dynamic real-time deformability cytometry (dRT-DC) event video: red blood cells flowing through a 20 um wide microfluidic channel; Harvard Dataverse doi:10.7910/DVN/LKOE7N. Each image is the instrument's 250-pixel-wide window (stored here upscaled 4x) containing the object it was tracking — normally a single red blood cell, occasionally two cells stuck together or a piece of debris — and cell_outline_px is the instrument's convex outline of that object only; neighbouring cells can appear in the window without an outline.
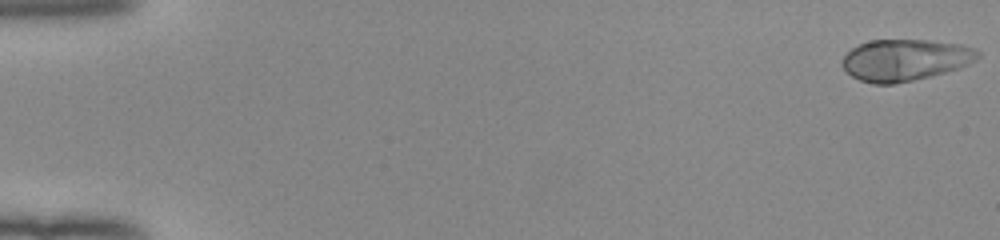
{"species": "human", "species_latin": "Homo sapiens", "temperature_condition": "room temperature", "stored_images_in_passage": 52, "camera_frame_rate_fps": 3000, "um_per_image_px": 0.085, "donor": {"sex": "female"}, "frame": {"image": 1, "passage_image": 1, "time_ms": 0.0, "image_size_px": [1000, 240], "cell_outline_px": [[980, 56], [976, 60], [960, 68], [912, 80], [892, 84], [872, 84], [860, 80], [852, 76], [840, 64], [840, 60], [852, 48], [860, 44], [872, 40], [928, 40], [960, 44], [976, 48], [980, 52]], "centroid_in_image_um": [76.94, 5.09], "position_along_channel_um": 8.1, "area_um2": 32.77}}
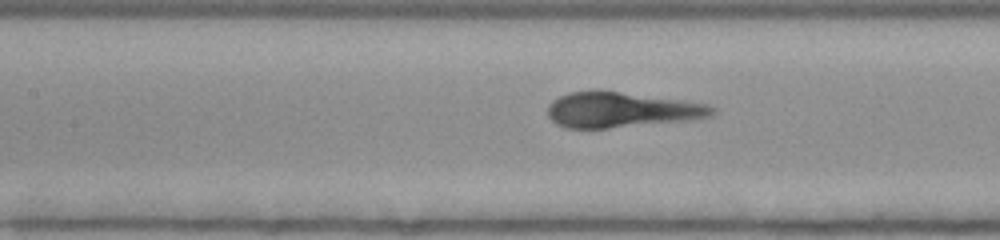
{"frame": {"image": 2, "passage_image": 25, "time_ms": 8.0, "image_size_px": [1000, 240], "cell_outline_px": [[716, 112], [712, 116], [692, 120], [608, 128], [564, 128], [556, 124], [548, 116], [548, 104], [552, 100], [568, 92], [596, 88], [708, 104], [716, 108]], "centroid_in_image_um": [52.79, 9.32], "position_along_channel_um": 154.6, "area_um2": 34.45}}
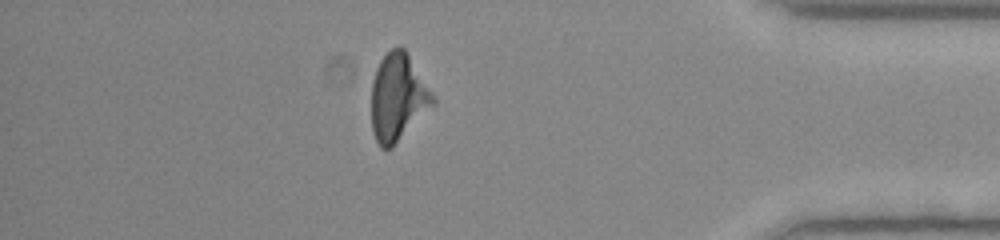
{"frame": {"image": 3, "passage_image": 46, "time_ms": 15.0, "image_size_px": [1000, 240], "cell_outline_px": [[436, 104], [392, 148], [380, 148], [372, 132], [372, 80], [376, 68], [380, 60], [392, 48], [404, 48], [436, 100]], "centroid_in_image_um": [33.82, 8.33], "position_along_channel_um": 401.4, "area_um2": 31.04}}